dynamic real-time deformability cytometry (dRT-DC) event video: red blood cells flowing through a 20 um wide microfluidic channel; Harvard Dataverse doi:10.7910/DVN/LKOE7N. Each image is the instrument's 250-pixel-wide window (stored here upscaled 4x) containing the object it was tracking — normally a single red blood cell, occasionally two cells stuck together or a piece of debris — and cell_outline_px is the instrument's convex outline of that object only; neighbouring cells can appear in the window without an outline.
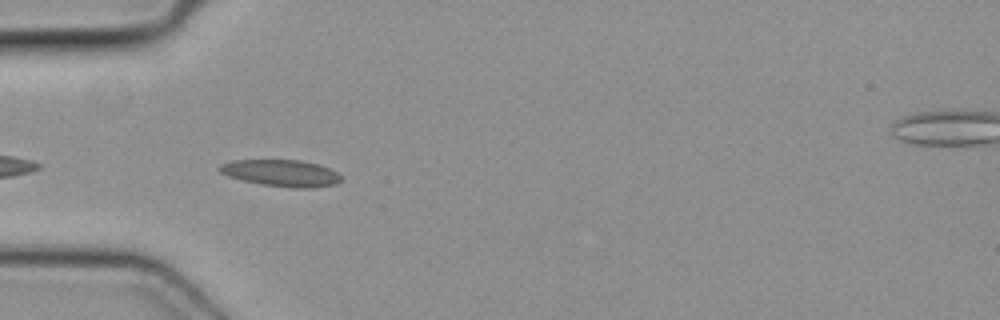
{"species": "common noctule bat (a hibernating species)", "species_latin": "Nyctalus noctula", "temperature_condition": "cold", "stored_images_in_passage": 35, "camera_frame_rate_fps": 3000, "um_per_image_px": 0.085, "animal": {"sex": "female", "body_mass_g": 19.3, "forearm_length_mm": 54.1}, "frame": {"image": 1, "passage_image": 2, "time_ms": 0.333, "image_size_px": [1000, 320], "cell_outline_px": [[344, 180], [336, 184], [316, 188], [292, 188], [260, 184], [228, 176], [220, 172], [216, 168], [220, 164], [232, 160], [300, 160], [320, 164], [336, 172]], "centroid_in_image_um": [23.92, 14.71], "position_along_channel_um": 61.1, "area_um2": 19.13}}
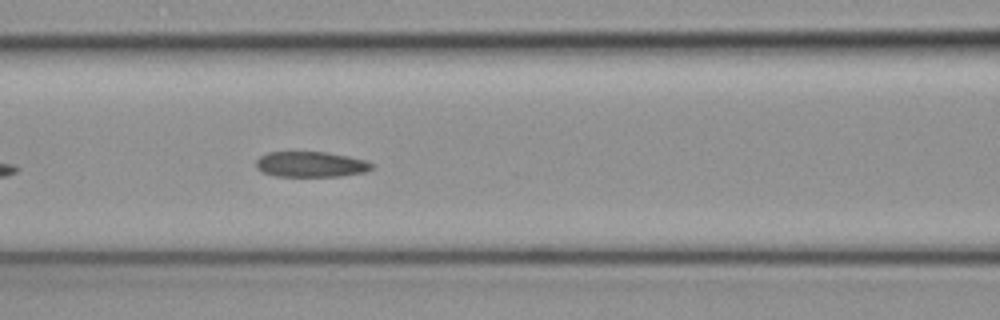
{"frame": {"image": 2, "passage_image": 8, "time_ms": 2.333, "image_size_px": [1000, 320], "cell_outline_px": [[372, 168], [364, 172], [340, 176], [276, 176], [260, 172], [256, 168], [256, 160], [260, 156], [268, 152], [324, 152], [348, 156], [364, 160], [372, 164]], "centroid_in_image_um": [26.36, 13.97], "position_along_channel_um": 140.2, "area_um2": 17.11}}
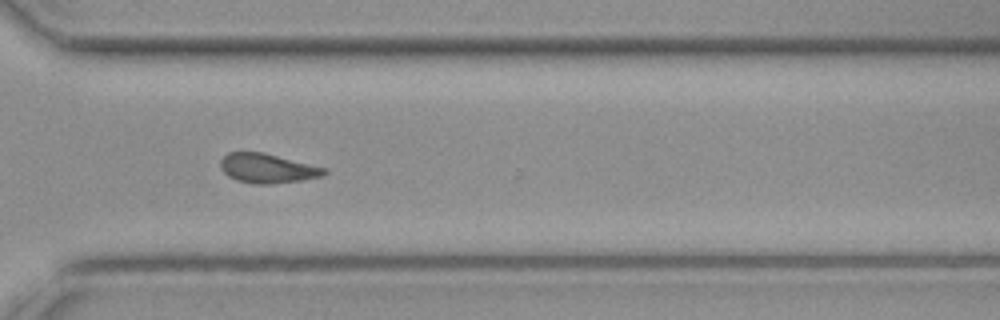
{"frame": {"image": 3, "passage_image": 23, "time_ms": 7.333, "image_size_px": [1000, 320], "cell_outline_px": [[328, 172], [324, 176], [300, 180], [268, 184], [252, 184], [236, 180], [228, 176], [220, 168], [220, 160], [228, 152], [264, 152], [328, 168]], "centroid_in_image_um": [22.75, 14.3], "position_along_channel_um": 347.9, "area_um2": 17.98}}